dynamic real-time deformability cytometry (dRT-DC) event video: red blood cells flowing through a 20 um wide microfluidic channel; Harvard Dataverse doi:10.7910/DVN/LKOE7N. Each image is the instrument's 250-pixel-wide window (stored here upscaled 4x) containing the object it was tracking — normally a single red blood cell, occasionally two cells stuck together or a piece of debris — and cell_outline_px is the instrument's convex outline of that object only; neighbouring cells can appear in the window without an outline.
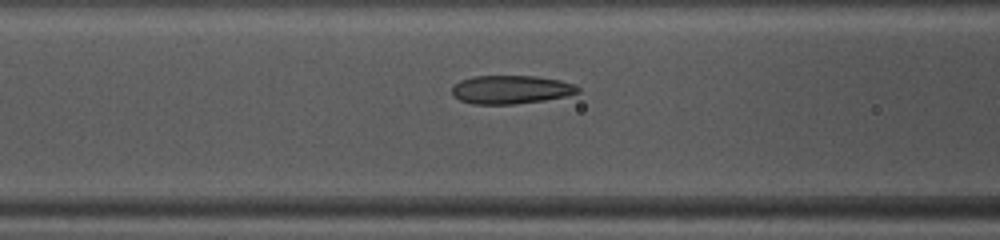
{"species": "common noctule bat (a hibernating species)", "species_latin": "Nyctalus noctula", "temperature_condition": "warm", "stored_images_in_passage": 40, "camera_frame_rate_fps": 3000, "um_per_image_px": 0.085, "animal": {"sex": "female", "body_mass_g": 10.0, "forearm_length_mm": 53.1}, "frame": {"image": 1, "passage_image": 9, "time_ms": 2.667, "image_size_px": [1000, 240], "cell_outline_px": [[580, 92], [568, 96], [544, 100], [512, 104], [472, 104], [460, 100], [452, 96], [452, 88], [460, 80], [472, 76], [536, 76], [560, 80], [576, 84], [580, 88]], "centroid_in_image_um": [43.45, 7.61], "position_along_channel_um": 123.2, "area_um2": 21.04}}
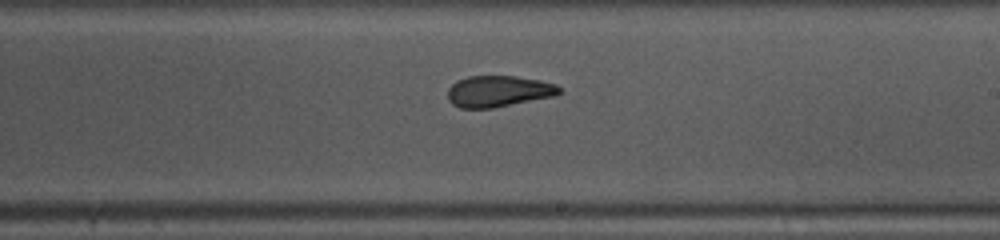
{"frame": {"image": 2, "passage_image": 18, "time_ms": 5.667, "image_size_px": [1000, 240], "cell_outline_px": [[564, 92], [556, 96], [492, 108], [460, 108], [452, 104], [448, 100], [448, 88], [456, 80], [468, 76], [516, 76], [540, 80], [556, 84]], "centroid_in_image_um": [42.39, 7.76], "position_along_channel_um": 246.6, "area_um2": 20.58}}
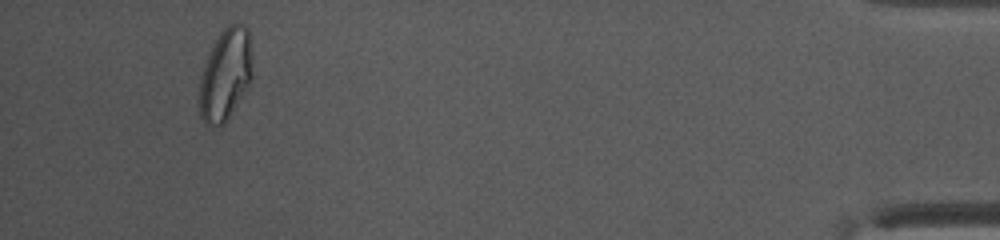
{"frame": {"image": 3, "passage_image": 36, "time_ms": 11.667, "image_size_px": [1000, 240], "cell_outline_px": [[252, 76], [248, 84], [224, 124], [208, 124], [200, 116], [200, 76], [204, 64], [212, 44], [224, 28], [228, 24], [244, 24], [248, 28], [252, 68]], "centroid_in_image_um": [19.15, 6.28], "position_along_channel_um": 416.0, "area_um2": 27.69}, "authors_computed_cell_mechanics": {"area_um2": 21.5305, "velocity_mm_per_s": 4.1162, "shape_relaxation_time_tau1_ms": null, "shape_relaxation_time_tau2_ms": 1.7753, "deformation_change_tau1": null, "deformation_change_tau2": 0.0942}}